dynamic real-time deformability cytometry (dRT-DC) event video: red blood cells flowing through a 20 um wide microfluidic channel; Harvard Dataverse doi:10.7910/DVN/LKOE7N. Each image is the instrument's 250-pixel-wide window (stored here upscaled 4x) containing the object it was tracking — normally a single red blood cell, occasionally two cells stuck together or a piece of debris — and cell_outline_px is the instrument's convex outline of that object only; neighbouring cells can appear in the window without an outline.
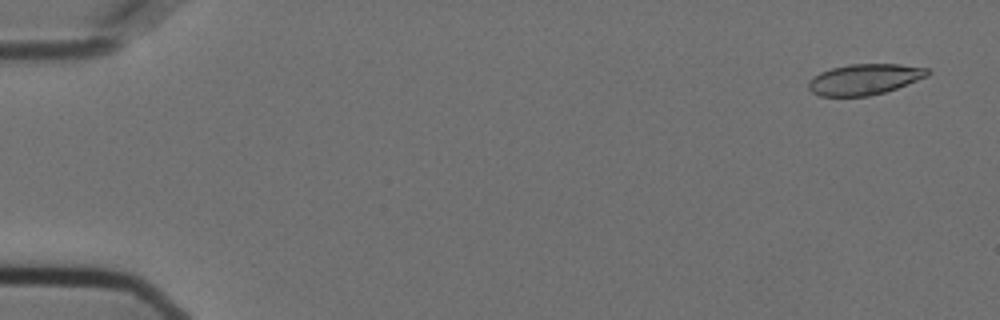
{"species": "Egyptian fruit bat (a non-hibernating species)", "species_latin": "Rousettus aegyptiacus", "temperature_condition": "cold", "stored_images_in_passage": 57, "camera_frame_rate_fps": 3000, "um_per_image_px": 0.085, "animal": {"sex": "female"}, "frame": {"image": 1, "passage_image": 3, "time_ms": 0.667, "image_size_px": [1000, 320], "cell_outline_px": [[932, 72], [928, 76], [896, 88], [884, 92], [868, 96], [820, 96], [812, 92], [808, 88], [808, 80], [820, 72], [832, 68], [848, 64], [900, 64], [928, 68]], "centroid_in_image_um": [73.48, 6.73], "position_along_channel_um": 11.5, "area_um2": 21.39}}
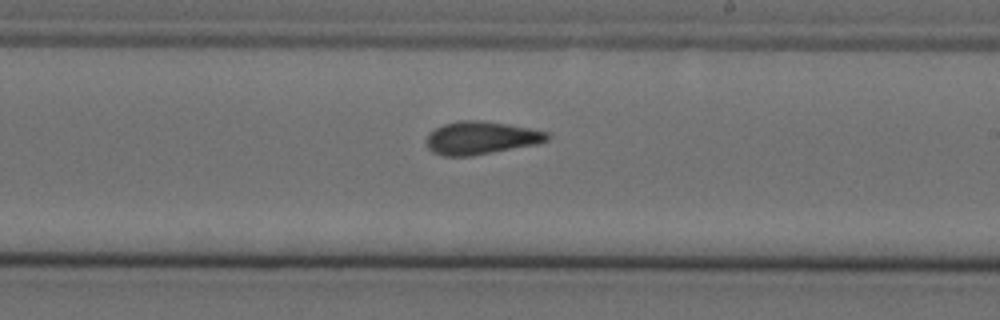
{"frame": {"image": 2, "passage_image": 34, "time_ms": 11.0, "image_size_px": [1000, 320], "cell_outline_px": [[552, 136], [548, 140], [536, 144], [472, 156], [440, 156], [432, 152], [428, 148], [428, 132], [444, 124], [460, 120], [476, 120], [508, 124], [548, 132]], "centroid_in_image_um": [40.88, 11.73], "position_along_channel_um": 248.1, "area_um2": 23.12}}
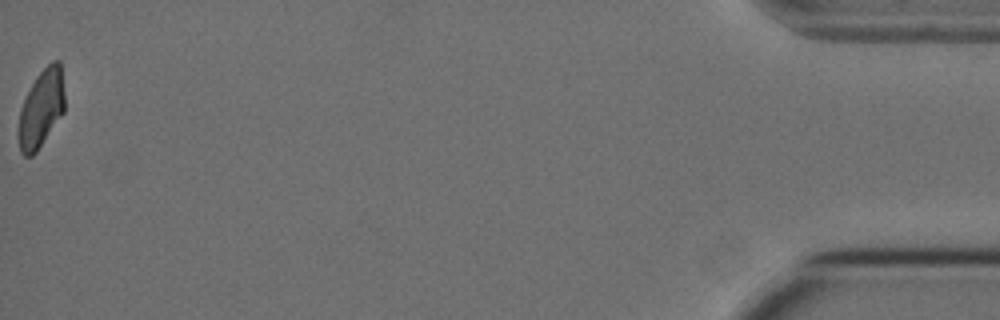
{"frame": {"image": 3, "passage_image": 57, "time_ms": 18.667, "image_size_px": [1000, 320], "cell_outline_px": [[64, 112], [36, 152], [32, 156], [24, 156], [20, 152], [20, 108], [36, 76], [52, 60], [60, 60], [64, 92]], "centroid_in_image_um": [3.54, 9.19], "position_along_channel_um": 431.7, "area_um2": 20.46}, "authors_computed_cell_mechanics": {"area_um2": 22.542, "velocity_mm_per_s": 3.6029, "shape_relaxation_time_tau1_ms": null, "shape_relaxation_time_tau2_ms": 2.3765, "deformation_change_tau1": null, "deformation_change_tau2": 0.0874}}